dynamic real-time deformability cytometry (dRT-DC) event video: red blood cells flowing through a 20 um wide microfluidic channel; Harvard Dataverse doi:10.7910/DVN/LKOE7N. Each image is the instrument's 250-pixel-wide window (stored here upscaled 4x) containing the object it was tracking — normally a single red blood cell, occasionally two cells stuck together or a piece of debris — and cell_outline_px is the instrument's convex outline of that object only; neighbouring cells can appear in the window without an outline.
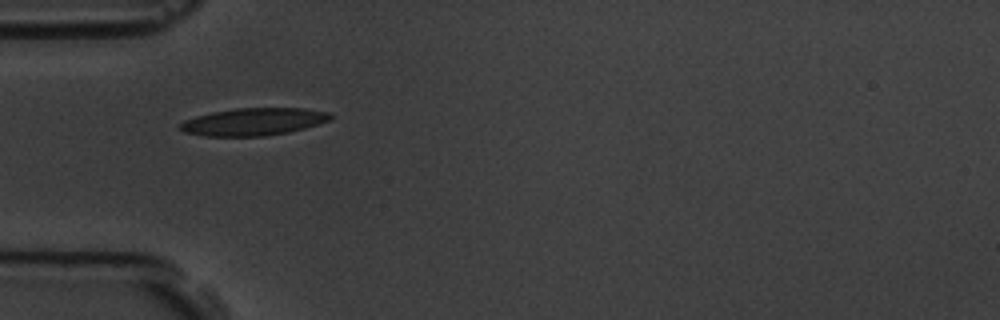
{"species": "common noctule bat (a hibernating species)", "species_latin": "Nyctalus noctula", "temperature_condition": "room temperature", "stored_images_in_passage": 7, "camera_frame_rate_fps": 3000, "um_per_image_px": 0.085, "animal": {"sex": "male", "body_mass_g": 19.5, "forearm_length_mm": 54.6}, "frame": {"image": 1, "passage_image": 6, "time_ms": 5.667, "image_size_px": [1000, 320], "cell_outline_px": [[332, 116], [328, 120], [304, 128], [288, 132], [264, 136], [204, 136], [184, 132], [180, 128], [180, 124], [184, 120], [196, 116], [212, 112], [236, 108], [304, 108], [332, 112]], "centroid_in_image_um": [21.54, 10.34], "position_along_channel_um": 63.5, "area_um2": 23.93}}
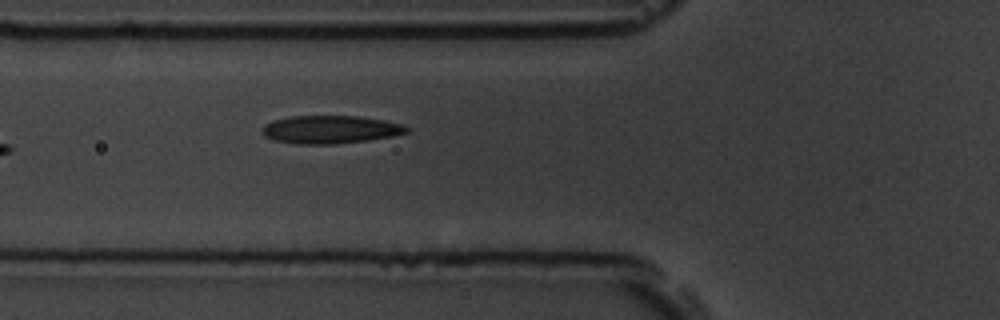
{"frame": {"image": 2, "passage_image": 7, "time_ms": 6.667, "image_size_px": [1000, 320], "cell_outline_px": [[412, 128], [408, 132], [392, 136], [368, 140], [332, 144], [296, 144], [272, 140], [264, 136], [264, 124], [272, 120], [288, 116], [356, 116], [404, 124]], "centroid_in_image_um": [28.07, 11.01], "position_along_channel_um": 97.7, "area_um2": 23.58}}